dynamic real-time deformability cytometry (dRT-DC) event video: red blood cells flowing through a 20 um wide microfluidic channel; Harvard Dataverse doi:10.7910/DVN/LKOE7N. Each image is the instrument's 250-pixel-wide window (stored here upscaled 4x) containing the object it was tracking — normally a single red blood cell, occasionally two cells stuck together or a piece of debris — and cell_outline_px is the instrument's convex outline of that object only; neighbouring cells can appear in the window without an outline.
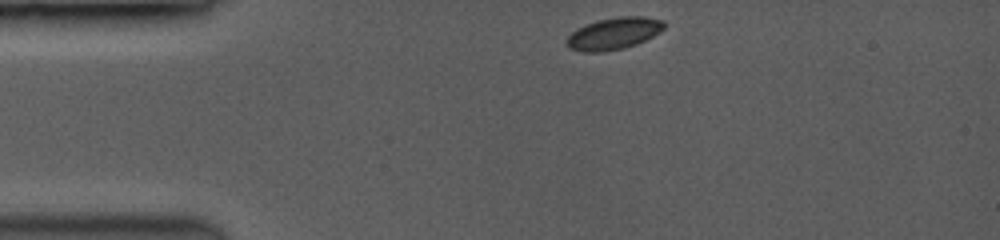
{"species": "common noctule bat (a hibernating species)", "species_latin": "Nyctalus noctula", "temperature_condition": "room temperature", "stored_images_in_passage": 17, "camera_frame_rate_fps": 3500, "um_per_image_px": 0.085, "animal": {"sex": "female", "body_mass_g": 19.0, "forearm_length_mm": 53.3}, "frame": {"image": 1, "passage_image": 1, "time_ms": 0.0, "image_size_px": [1000, 240], "cell_outline_px": [[664, 28], [652, 36], [636, 44], [620, 48], [596, 52], [584, 52], [568, 48], [568, 36], [572, 32], [588, 24], [600, 20], [620, 16], [644, 16], [664, 20]], "centroid_in_image_um": [52.2, 2.83], "position_along_channel_um": 32.8, "area_um2": 17.57}}
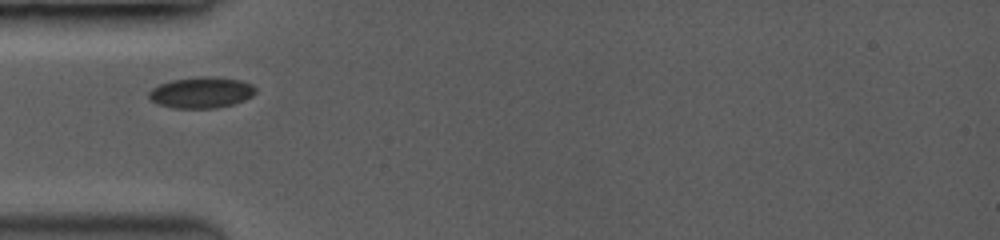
{"frame": {"image": 2, "passage_image": 11, "time_ms": 2.0, "image_size_px": [1000, 240], "cell_outline_px": [[256, 92], [252, 96], [244, 100], [232, 104], [212, 108], [172, 108], [160, 104], [152, 100], [148, 96], [148, 92], [152, 88], [160, 84], [172, 80], [212, 76], [240, 80], [252, 84], [256, 88]], "centroid_in_image_um": [17.13, 7.86], "position_along_channel_um": 67.9, "area_um2": 19.07}}
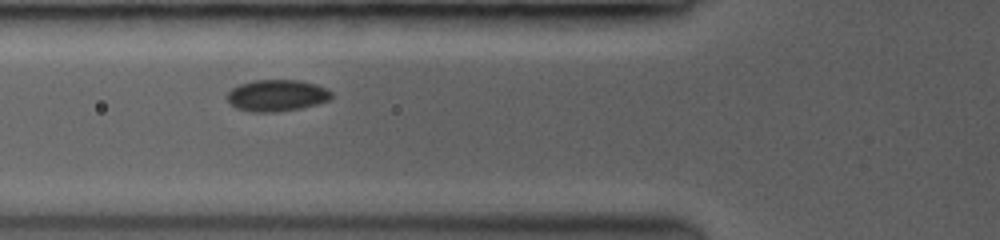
{"frame": {"image": 3, "passage_image": 16, "time_ms": 2.857, "image_size_px": [1000, 240], "cell_outline_px": [[332, 96], [328, 100], [316, 104], [300, 108], [276, 112], [252, 112], [236, 108], [228, 100], [228, 92], [232, 88], [240, 84], [256, 80], [300, 80], [316, 84], [332, 92]], "centroid_in_image_um": [23.53, 8.11], "position_along_channel_um": 102.3, "area_um2": 19.02}}